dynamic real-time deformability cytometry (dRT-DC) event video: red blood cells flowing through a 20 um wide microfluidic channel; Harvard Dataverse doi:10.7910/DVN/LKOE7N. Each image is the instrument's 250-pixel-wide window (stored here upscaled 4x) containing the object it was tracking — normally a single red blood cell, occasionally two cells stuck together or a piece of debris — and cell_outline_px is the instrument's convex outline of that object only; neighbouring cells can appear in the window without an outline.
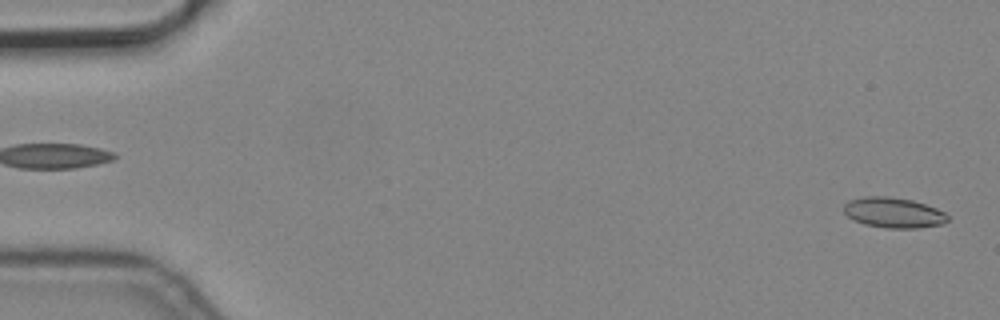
{"species": "common noctule bat (a hibernating species)", "species_latin": "Nyctalus noctula", "temperature_condition": "cold", "stored_images_in_passage": 5, "camera_frame_rate_fps": 3000, "um_per_image_px": 0.085, "animal": {"sex": "male", "body_mass_g": 19.2, "forearm_length_mm": 51.8}, "frame": {"image": 1, "passage_image": 5, "time_ms": 1.333, "image_size_px": [1000, 320], "cell_outline_px": [[948, 220], [944, 224], [916, 228], [888, 228], [864, 224], [852, 220], [844, 212], [844, 204], [848, 200], [864, 196], [888, 196], [912, 200], [936, 208], [944, 212], [948, 216]], "centroid_in_image_um": [75.93, 18.07], "position_along_channel_um": 9.1, "area_um2": 18.44}}